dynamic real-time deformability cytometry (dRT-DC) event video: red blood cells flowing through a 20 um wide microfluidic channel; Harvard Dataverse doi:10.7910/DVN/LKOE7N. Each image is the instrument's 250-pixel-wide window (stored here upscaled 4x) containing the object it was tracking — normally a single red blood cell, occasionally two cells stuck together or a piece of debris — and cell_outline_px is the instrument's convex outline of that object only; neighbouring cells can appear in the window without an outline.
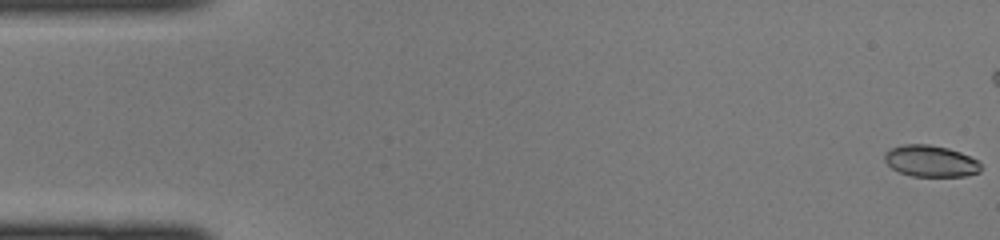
{"species": "common noctule bat (a hibernating species)", "species_latin": "Nyctalus noctula", "temperature_condition": "cold", "stored_images_in_passage": 36, "camera_frame_rate_fps": 3000, "um_per_image_px": 0.085, "animal": {"sex": "female", "body_mass_g": 22.0, "forearm_length_mm": 56.7}, "frame": {"image": 1, "passage_image": 1, "time_ms": 0.0, "image_size_px": [1000, 240], "cell_outline_px": [[984, 168], [980, 172], [968, 176], [912, 176], [900, 172], [892, 168], [884, 160], [884, 152], [892, 148], [904, 144], [928, 144], [948, 148], [960, 152], [976, 160]], "centroid_in_image_um": [79.12, 13.69], "position_along_channel_um": 5.9, "area_um2": 17.69}}
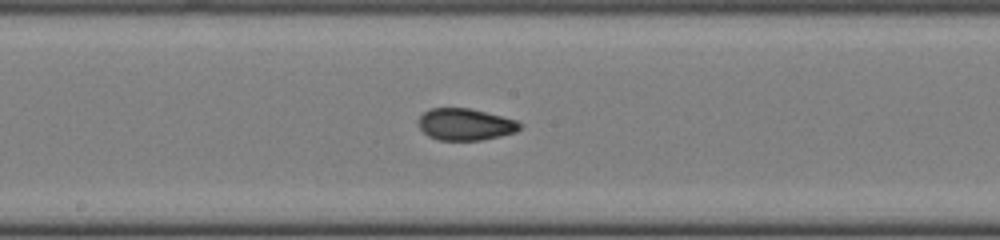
{"frame": {"image": 2, "passage_image": 24, "time_ms": 7.667, "image_size_px": [1000, 240], "cell_outline_px": [[524, 124], [516, 132], [500, 136], [480, 140], [440, 140], [428, 136], [420, 128], [416, 120], [424, 112], [432, 108], [468, 108], [516, 120]], "centroid_in_image_um": [39.54, 10.58], "position_along_channel_um": 208.7, "area_um2": 18.73}}
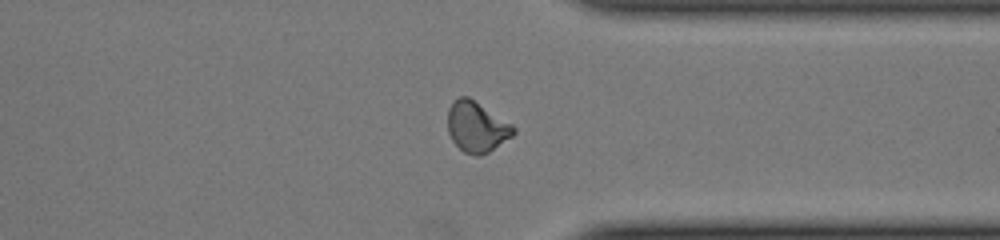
{"frame": {"image": 3, "passage_image": 35, "time_ms": 11.333, "image_size_px": [1000, 240], "cell_outline_px": [[516, 132], [512, 136], [488, 152], [480, 156], [476, 156], [464, 152], [452, 140], [448, 132], [448, 108], [460, 96], [468, 96], [512, 124], [516, 128]], "centroid_in_image_um": [40.52, 10.79], "position_along_channel_um": 370.9, "area_um2": 19.19}}